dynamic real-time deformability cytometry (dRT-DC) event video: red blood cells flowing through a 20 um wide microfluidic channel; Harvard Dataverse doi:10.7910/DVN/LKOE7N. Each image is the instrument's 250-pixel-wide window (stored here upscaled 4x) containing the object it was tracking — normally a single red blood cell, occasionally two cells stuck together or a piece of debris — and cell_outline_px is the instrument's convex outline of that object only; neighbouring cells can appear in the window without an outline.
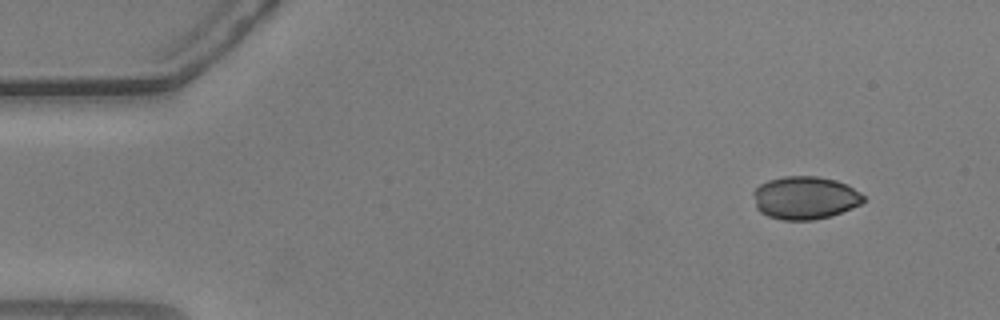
{"species": "common noctule bat (a hibernating species)", "species_latin": "Nyctalus noctula", "temperature_condition": "warm", "stored_images_in_passage": 51, "camera_frame_rate_fps": 3000, "um_per_image_px": 0.085, "animal": {"sex": "male", "body_mass_g": 20.5, "forearm_length_mm": 52.5}, "frame": {"image": 1, "passage_image": 1, "time_ms": 0.0, "image_size_px": [1000, 320], "cell_outline_px": [[864, 200], [860, 204], [852, 208], [828, 216], [812, 220], [780, 220], [768, 216], [760, 212], [756, 208], [752, 192], [760, 184], [768, 180], [784, 176], [816, 176], [836, 180], [860, 192], [864, 196]], "centroid_in_image_um": [68.38, 16.81], "position_along_channel_um": 16.6, "area_um2": 27.46}}
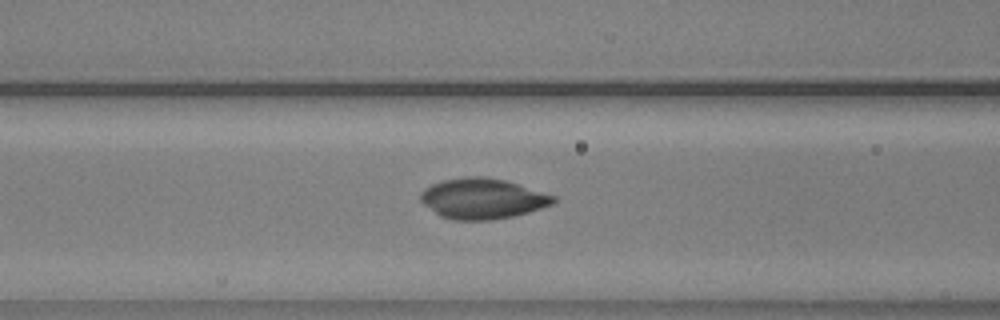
{"frame": {"image": 2, "passage_image": 18, "time_ms": 5.667, "image_size_px": [1000, 320], "cell_outline_px": [[556, 200], [552, 204], [528, 212], [512, 216], [492, 220], [452, 220], [440, 216], [424, 204], [420, 200], [420, 192], [424, 188], [432, 184], [444, 180], [464, 176], [484, 176], [504, 180], [556, 196]], "centroid_in_image_um": [40.98, 16.88], "position_along_channel_um": 125.6, "area_um2": 31.21}}
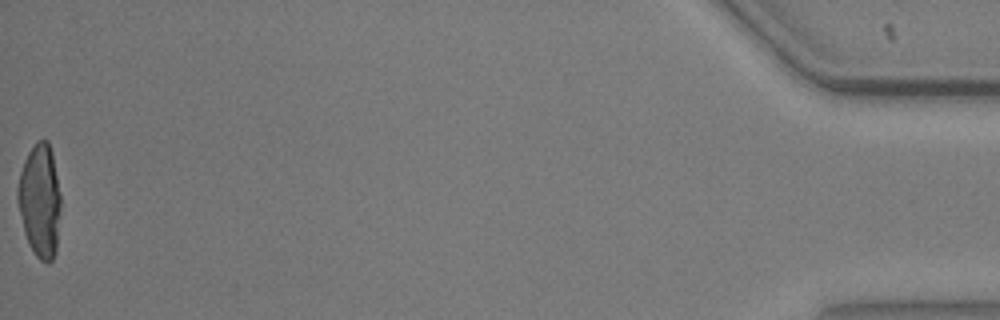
{"frame": {"image": 3, "passage_image": 51, "time_ms": 16.667, "image_size_px": [1000, 320], "cell_outline_px": [[60, 208], [56, 252], [52, 260], [48, 264], [40, 260], [36, 256], [28, 244], [24, 232], [16, 200], [16, 188], [20, 172], [24, 160], [28, 152], [36, 140], [48, 140], [52, 152], [60, 192]], "centroid_in_image_um": [3.37, 17.06], "position_along_channel_um": 431.8, "area_um2": 28.78}, "authors_computed_cell_mechanics": {"area_um2": 29.0156, "velocity_mm_per_s": 3.6954, "shape_relaxation_time_tau1_ms": 5.5152, "shape_relaxation_time_tau2_ms": 1.4549, "deformation_change_tau1": 0.1068, "deformation_change_tau2": 0.0366}}